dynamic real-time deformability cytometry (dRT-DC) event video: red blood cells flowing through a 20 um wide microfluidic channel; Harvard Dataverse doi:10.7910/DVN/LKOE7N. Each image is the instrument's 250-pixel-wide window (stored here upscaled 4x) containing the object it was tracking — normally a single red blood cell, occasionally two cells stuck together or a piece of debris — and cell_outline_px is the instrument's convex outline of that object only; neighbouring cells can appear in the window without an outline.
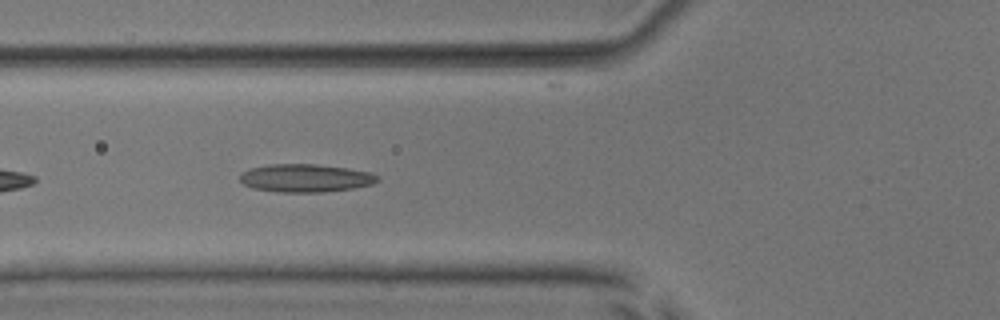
{"species": "common noctule bat (a hibernating species)", "species_latin": "Nyctalus noctula", "temperature_condition": "room temperature", "stored_images_in_passage": 31, "camera_frame_rate_fps": 3000, "um_per_image_px": 0.085, "animal": {"sex": "male", "body_mass_g": 17.9, "forearm_length_mm": 54.2}, "frame": {"image": 1, "passage_image": 5, "time_ms": 1.333, "image_size_px": [1000, 320], "cell_outline_px": [[380, 180], [372, 184], [352, 188], [324, 192], [276, 192], [252, 188], [244, 184], [240, 180], [240, 172], [248, 168], [268, 164], [316, 164], [348, 168], [368, 172], [380, 176]], "centroid_in_image_um": [25.93, 15.13], "position_along_channel_um": 99.9, "area_um2": 22.66}, "authors_computed_cell_mechanics": {"area_um2": 20.7502, "velocity_mm_per_s": 3.8829, "shape_relaxation_time_tau1_ms": null, "shape_relaxation_time_tau2_ms": 3.5846, "deformation_change_tau1": null, "deformation_change_tau2": 0.1257}}